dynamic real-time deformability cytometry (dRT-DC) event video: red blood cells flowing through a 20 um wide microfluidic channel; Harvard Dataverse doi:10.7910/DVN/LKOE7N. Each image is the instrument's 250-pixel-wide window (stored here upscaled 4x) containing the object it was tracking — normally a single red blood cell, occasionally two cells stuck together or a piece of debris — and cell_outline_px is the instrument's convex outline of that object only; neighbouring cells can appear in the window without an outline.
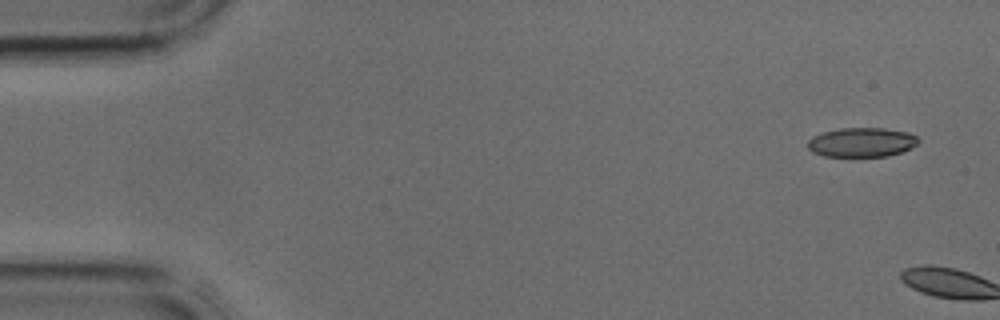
{"species": "common noctule bat (a hibernating species)", "species_latin": "Nyctalus noctula", "temperature_condition": "cold", "stored_images_in_passage": 4, "camera_frame_rate_fps": 3000, "um_per_image_px": 0.085, "animal": {"sex": "male", "body_mass_g": 17.9, "forearm_length_mm": 54.2}, "frame": {"image": 1, "passage_image": 1, "time_ms": 0.0, "image_size_px": [1000, 320], "cell_outline_px": [[920, 140], [916, 144], [900, 152], [888, 156], [824, 156], [812, 152], [808, 148], [808, 140], [812, 136], [824, 132], [840, 128], [884, 128], [908, 132], [916, 136]], "centroid_in_image_um": [73.22, 12.09], "position_along_channel_um": 11.8, "area_um2": 18.79}}
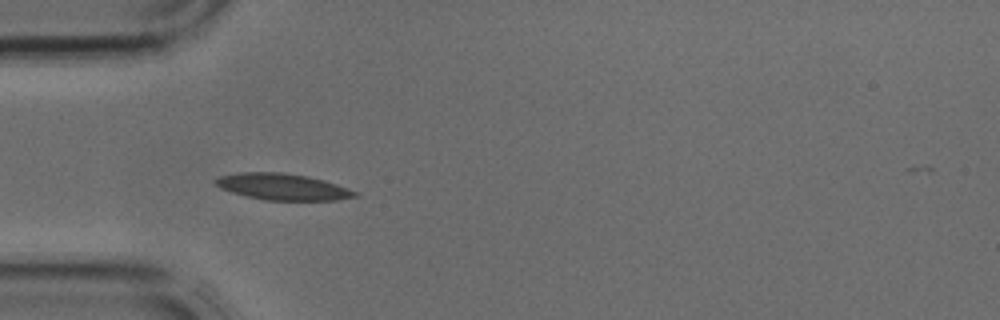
{"frame": {"image": 2, "passage_image": 4, "time_ms": 1.0, "image_size_px": [1000, 320], "cell_outline_px": [[360, 196], [336, 200], [264, 200], [232, 192], [220, 188], [212, 180], [220, 176], [240, 172], [280, 172], [308, 176], [324, 180], [336, 184], [356, 192]], "centroid_in_image_um": [24.01, 15.87], "position_along_channel_um": 61.0, "area_um2": 21.33}}